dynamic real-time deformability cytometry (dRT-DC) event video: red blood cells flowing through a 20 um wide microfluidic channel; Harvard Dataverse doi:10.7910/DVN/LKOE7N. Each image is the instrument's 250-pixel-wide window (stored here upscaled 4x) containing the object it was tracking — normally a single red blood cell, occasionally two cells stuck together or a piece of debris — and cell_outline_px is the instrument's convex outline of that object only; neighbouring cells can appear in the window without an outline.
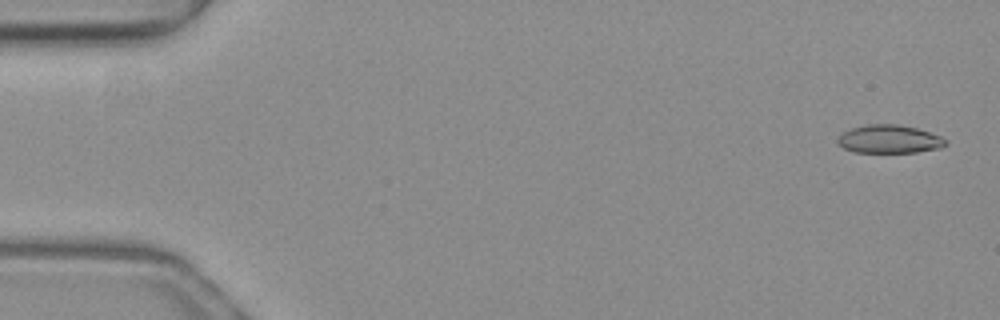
{"species": "common noctule bat (a hibernating species)", "species_latin": "Nyctalus noctula", "temperature_condition": "warm", "stored_images_in_passage": 50, "camera_frame_rate_fps": 3000, "um_per_image_px": 0.085, "animal": {"sex": "female", "body_mass_g": 19.3, "forearm_length_mm": 54.1}, "frame": {"image": 1, "passage_image": 1, "time_ms": 0.0, "image_size_px": [1000, 320], "cell_outline_px": [[948, 144], [940, 148], [916, 152], [852, 152], [836, 144], [836, 140], [844, 132], [852, 128], [864, 124], [896, 124], [916, 128], [940, 136], [948, 140]], "centroid_in_image_um": [75.58, 11.83], "position_along_channel_um": 9.4, "area_um2": 17.8}}
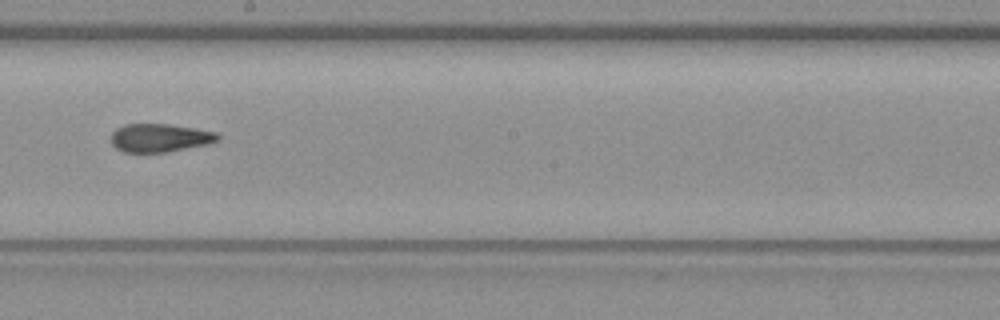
{"frame": {"image": 2, "passage_image": 28, "time_ms": 9.0, "image_size_px": [1000, 320], "cell_outline_px": [[220, 140], [208, 144], [168, 152], [124, 152], [116, 148], [112, 144], [112, 132], [116, 128], [124, 124], [168, 124], [216, 132], [220, 136]], "centroid_in_image_um": [13.59, 11.72], "position_along_channel_um": 234.6, "area_um2": 17.57}}
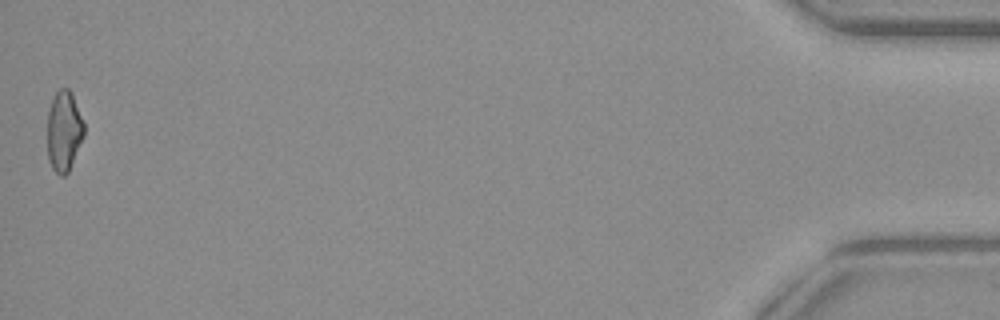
{"frame": {"image": 3, "passage_image": 50, "time_ms": 16.333, "image_size_px": [1000, 320], "cell_outline_px": [[84, 136], [68, 172], [64, 176], [60, 176], [52, 168], [48, 160], [48, 112], [52, 100], [56, 92], [60, 88], [68, 88], [72, 92], [84, 120]], "centroid_in_image_um": [5.45, 11.13], "position_along_channel_um": 429.7, "area_um2": 17.28}, "authors_computed_cell_mechanics": {"area_um2": 17.8602, "velocity_mm_per_s": 4.0407, "shape_relaxation_time_tau1_ms": null, "shape_relaxation_time_tau2_ms": 2.4701, "deformation_change_tau1": null, "deformation_change_tau2": 0.114}}